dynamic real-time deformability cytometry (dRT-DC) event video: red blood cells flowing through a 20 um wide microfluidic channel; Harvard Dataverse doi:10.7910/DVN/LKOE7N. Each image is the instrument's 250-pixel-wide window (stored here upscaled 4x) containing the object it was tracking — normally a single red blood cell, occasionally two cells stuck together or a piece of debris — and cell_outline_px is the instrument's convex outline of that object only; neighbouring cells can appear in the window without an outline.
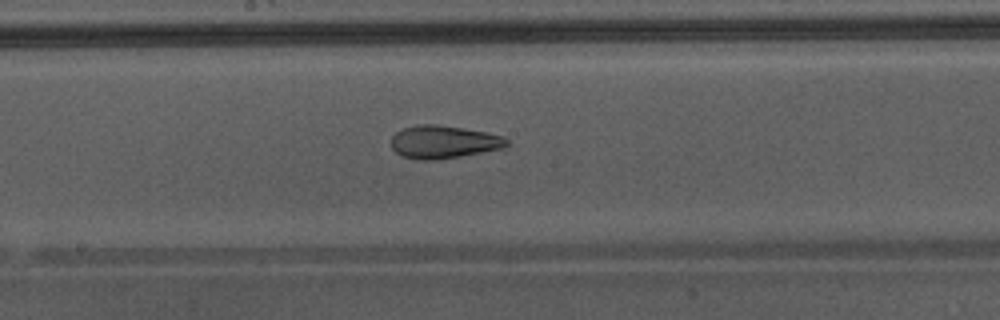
{"species": "Egyptian fruit bat (a non-hibernating species)", "species_latin": "Rousettus aegyptiacus", "temperature_condition": "warm", "stored_images_in_passage": 50, "camera_frame_rate_fps": 3000, "um_per_image_px": 0.085, "animal": {"sex": "male"}, "frame": {"image": 1, "passage_image": 29, "time_ms": 9.333, "image_size_px": [1000, 320], "cell_outline_px": [[508, 144], [504, 148], [460, 156], [436, 160], [416, 160], [404, 156], [396, 152], [392, 148], [392, 136], [396, 132], [404, 128], [420, 124], [436, 124], [464, 128], [484, 132], [500, 136], [508, 140]], "centroid_in_image_um": [37.68, 12.07], "position_along_channel_um": 210.5, "area_um2": 21.96}, "authors_computed_cell_mechanics": {"area_um2": 26.7036, "velocity_mm_per_s": 4.3646, "shape_relaxation_time_tau1_ms": null, "shape_relaxation_time_tau2_ms": 0.9265, "deformation_change_tau1": null, "deformation_change_tau2": 0.0752}}